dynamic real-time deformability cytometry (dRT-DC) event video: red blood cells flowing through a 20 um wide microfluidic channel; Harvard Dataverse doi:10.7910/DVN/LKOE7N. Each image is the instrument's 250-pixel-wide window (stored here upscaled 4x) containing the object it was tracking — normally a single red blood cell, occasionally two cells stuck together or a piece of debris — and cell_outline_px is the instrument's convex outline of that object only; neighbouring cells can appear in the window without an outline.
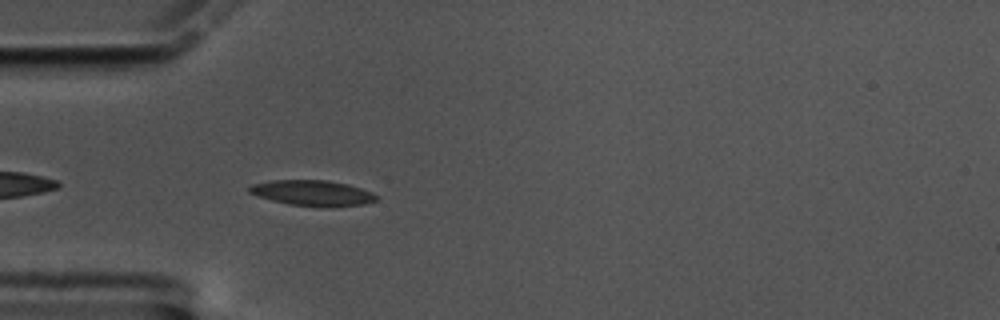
{"species": "common noctule bat (a hibernating species)", "species_latin": "Nyctalus noctula", "temperature_condition": "cold", "stored_images_in_passage": 45, "camera_frame_rate_fps": 3000, "um_per_image_px": 0.085, "animal": {"sex": "male", "body_mass_g": 17.5, "forearm_length_mm": 52.3}, "frame": {"image": 1, "passage_image": 3, "time_ms": 0.667, "image_size_px": [1000, 320], "cell_outline_px": [[376, 200], [364, 204], [332, 208], [288, 204], [272, 200], [248, 192], [248, 188], [252, 184], [272, 180], [324, 180], [348, 184], [372, 192], [376, 196]], "centroid_in_image_um": [26.57, 16.41], "position_along_channel_um": 58.4, "area_um2": 18.9}}
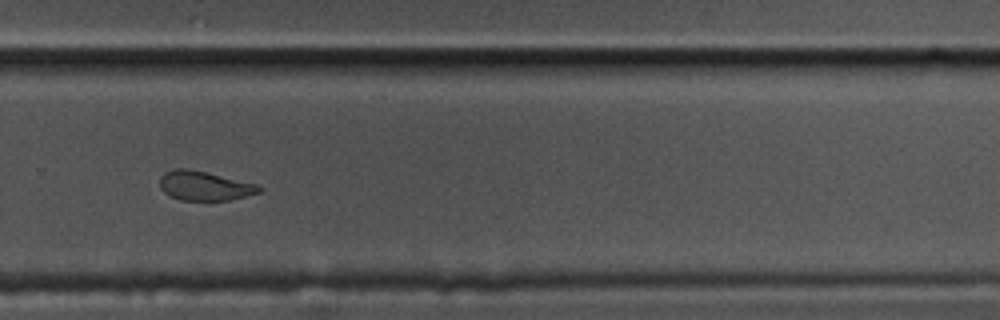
{"frame": {"image": 2, "passage_image": 26, "time_ms": 8.333, "image_size_px": [1000, 320], "cell_outline_px": [[264, 188], [260, 192], [228, 200], [180, 200], [164, 192], [160, 188], [160, 176], [164, 172], [176, 168], [188, 168], [260, 184]], "centroid_in_image_um": [17.4, 15.78], "position_along_channel_um": 312.4, "area_um2": 17.05}}
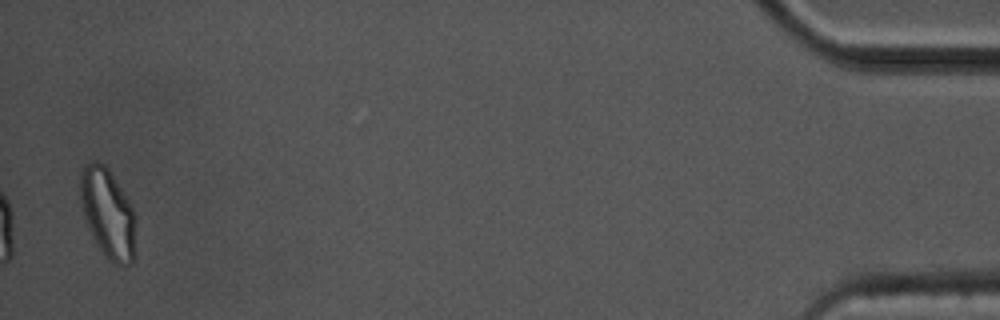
{"frame": {"image": 3, "passage_image": 44, "time_ms": 14.333, "image_size_px": [1000, 320], "cell_outline_px": [[136, 252], [132, 264], [120, 268], [112, 264], [108, 260], [92, 236], [84, 220], [80, 200], [80, 172], [92, 160], [96, 160], [104, 164], [108, 168], [128, 200], [132, 208]], "centroid_in_image_um": [9.15, 18.19], "position_along_channel_um": 426.0, "area_um2": 29.07}, "authors_computed_cell_mechanics": {"area_um2": 18.4382, "velocity_mm_per_s": 3.3625, "shape_relaxation_time_tau1_ms": 4.3003, "shape_relaxation_time_tau2_ms": 2.1105, "deformation_change_tau1": 0.1404, "deformation_change_tau2": 0.0729}}